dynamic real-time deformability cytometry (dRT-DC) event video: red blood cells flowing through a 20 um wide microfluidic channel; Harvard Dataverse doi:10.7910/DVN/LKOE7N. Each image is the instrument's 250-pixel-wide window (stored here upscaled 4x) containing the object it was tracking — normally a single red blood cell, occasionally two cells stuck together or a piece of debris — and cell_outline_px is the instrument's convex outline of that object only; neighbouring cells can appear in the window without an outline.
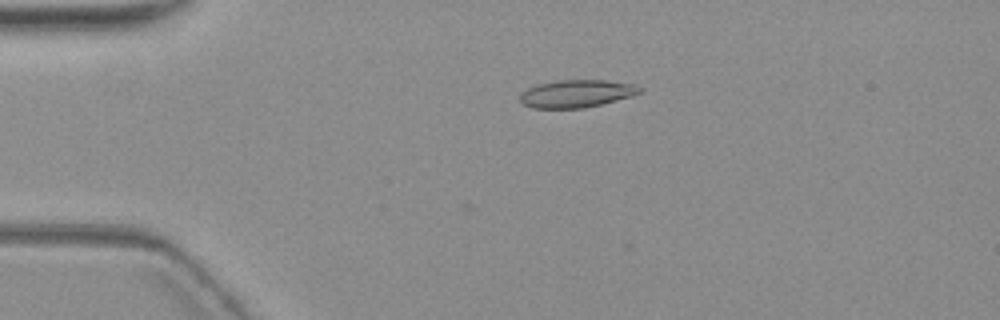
{"species": "common noctule bat (a hibernating species)", "species_latin": "Nyctalus noctula", "temperature_condition": "warm", "stored_images_in_passage": 6, "camera_frame_rate_fps": 3000, "um_per_image_px": 0.085, "animal": {"sex": "female", "body_mass_g": 19.3, "forearm_length_mm": 54.1}, "frame": {"image": 1, "passage_image": 6, "time_ms": 7.333, "image_size_px": [1000, 320], "cell_outline_px": [[640, 92], [632, 96], [584, 108], [532, 108], [524, 104], [520, 100], [520, 92], [536, 84], [556, 80], [608, 80], [636, 84], [640, 88]], "centroid_in_image_um": [48.98, 7.95], "position_along_channel_um": 36.0, "area_um2": 19.31}}